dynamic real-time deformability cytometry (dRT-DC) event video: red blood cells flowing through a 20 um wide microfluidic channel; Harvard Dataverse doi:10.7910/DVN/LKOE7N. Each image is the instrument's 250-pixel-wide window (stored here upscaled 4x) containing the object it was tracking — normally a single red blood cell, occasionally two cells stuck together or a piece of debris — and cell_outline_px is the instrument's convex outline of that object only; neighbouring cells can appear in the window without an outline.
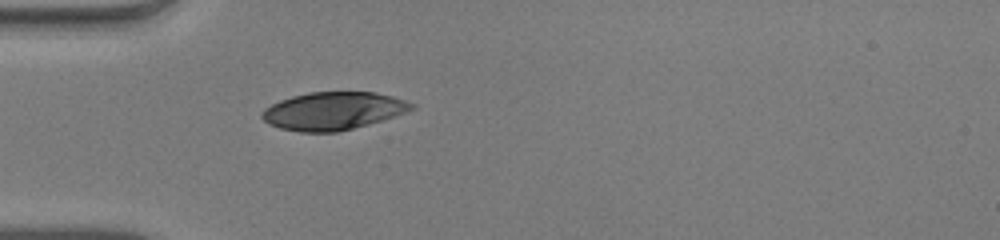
{"species": "human", "species_latin": "Homo sapiens", "temperature_condition": "warm", "stored_images_in_passage": 37, "camera_frame_rate_fps": 3000, "um_per_image_px": 0.085, "donor": {"sex": "male"}, "frame": {"image": 1, "passage_image": 1, "time_ms": 0.0, "image_size_px": [1000, 240], "cell_outline_px": [[416, 108], [368, 124], [336, 132], [300, 132], [280, 128], [268, 124], [260, 116], [260, 112], [264, 108], [280, 100], [292, 96], [308, 92], [376, 92], [392, 96], [416, 104]], "centroid_in_image_um": [28.27, 9.42], "position_along_channel_um": 56.7, "area_um2": 32.83}}
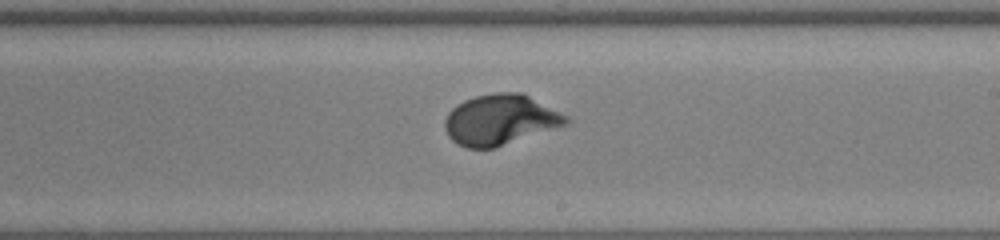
{"frame": {"image": 2, "passage_image": 16, "time_ms": 5.0, "image_size_px": [1000, 240], "cell_outline_px": [[568, 124], [496, 148], [468, 148], [452, 140], [448, 136], [444, 128], [444, 120], [448, 112], [456, 104], [464, 100], [476, 96], [496, 92], [520, 92], [568, 116]], "centroid_in_image_um": [42.49, 10.19], "position_along_channel_um": 246.5, "area_um2": 35.55}}
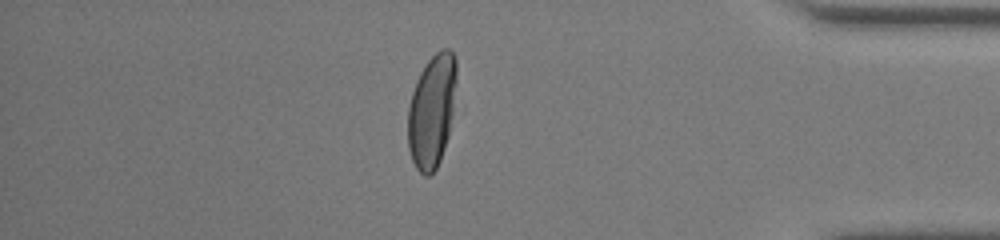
{"frame": {"image": 3, "passage_image": 30, "time_ms": 9.667, "image_size_px": [1000, 240], "cell_outline_px": [[464, 108], [440, 160], [436, 168], [428, 176], [424, 176], [416, 168], [412, 160], [408, 148], [408, 108], [412, 92], [416, 80], [420, 72], [428, 60], [440, 48], [448, 48], [456, 56]], "centroid_in_image_um": [36.9, 9.37], "position_along_channel_um": 398.3, "area_um2": 35.55}, "authors_computed_cell_mechanics": {"area_um2": 35.4314, "velocity_mm_per_s": 3.9344, "shape_relaxation_time_tau1_ms": 2.6565, "shape_relaxation_time_tau2_ms": null, "deformation_change_tau1": 0.198, "deformation_change_tau2": null}}